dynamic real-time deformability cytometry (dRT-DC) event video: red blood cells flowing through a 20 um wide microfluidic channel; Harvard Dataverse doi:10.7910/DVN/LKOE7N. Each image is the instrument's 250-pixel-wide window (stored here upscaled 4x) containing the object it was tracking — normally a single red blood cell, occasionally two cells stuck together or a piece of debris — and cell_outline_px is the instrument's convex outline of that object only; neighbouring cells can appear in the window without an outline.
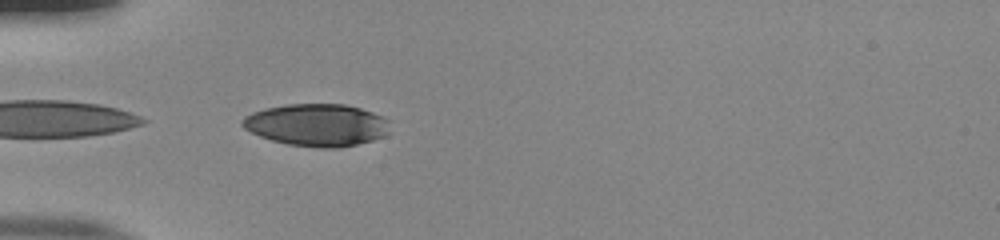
{"species": "human", "species_latin": "Homo sapiens", "temperature_condition": "room temperature", "stored_images_in_passage": 14, "camera_frame_rate_fps": 3000, "um_per_image_px": 0.085, "donor": {"sex": "male"}, "frame": {"image": 1, "passage_image": 1, "time_ms": 0.0, "image_size_px": [1000, 240], "cell_outline_px": [[388, 132], [384, 136], [372, 140], [340, 148], [320, 148], [288, 144], [272, 140], [260, 136], [244, 128], [240, 124], [240, 120], [244, 116], [252, 112], [264, 108], [288, 104], [344, 104], [360, 108], [384, 116], [388, 120]], "centroid_in_image_um": [26.91, 10.62], "position_along_channel_um": 58.1, "area_um2": 36.47}}
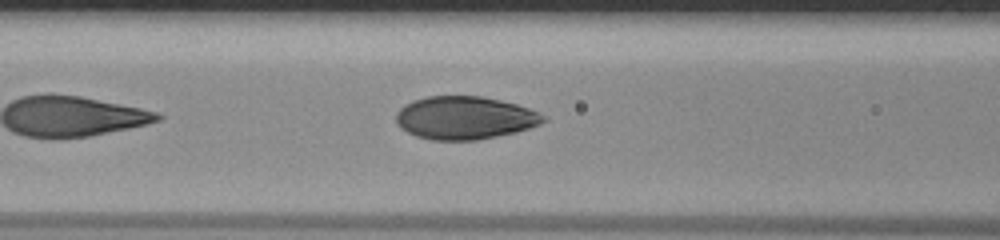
{"frame": {"image": 2, "passage_image": 7, "time_ms": 2.0, "image_size_px": [1000, 240], "cell_outline_px": [[548, 120], [540, 124], [516, 132], [476, 140], [432, 140], [416, 136], [400, 128], [396, 124], [396, 112], [404, 104], [412, 100], [428, 96], [480, 96], [500, 100], [516, 104], [540, 112], [548, 116]], "centroid_in_image_um": [39.5, 10.01], "position_along_channel_um": 127.1, "area_um2": 37.11}}
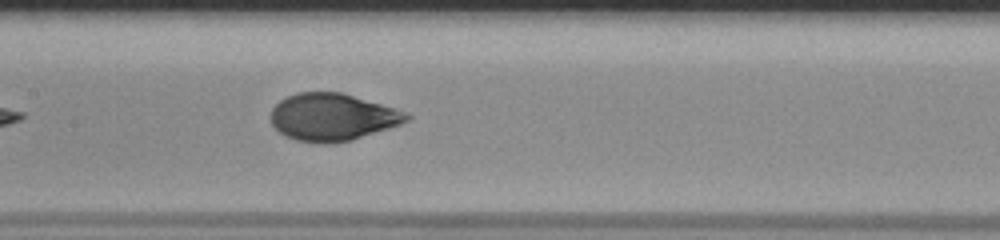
{"frame": {"image": 3, "passage_image": 11, "time_ms": 3.333, "image_size_px": [1000, 240], "cell_outline_px": [[412, 116], [408, 120], [400, 124], [352, 140], [332, 144], [320, 144], [296, 140], [280, 132], [272, 124], [272, 108], [280, 100], [296, 92], [340, 92], [396, 108], [408, 112]], "centroid_in_image_um": [28.28, 9.95], "position_along_channel_um": 179.1, "area_um2": 37.34}}